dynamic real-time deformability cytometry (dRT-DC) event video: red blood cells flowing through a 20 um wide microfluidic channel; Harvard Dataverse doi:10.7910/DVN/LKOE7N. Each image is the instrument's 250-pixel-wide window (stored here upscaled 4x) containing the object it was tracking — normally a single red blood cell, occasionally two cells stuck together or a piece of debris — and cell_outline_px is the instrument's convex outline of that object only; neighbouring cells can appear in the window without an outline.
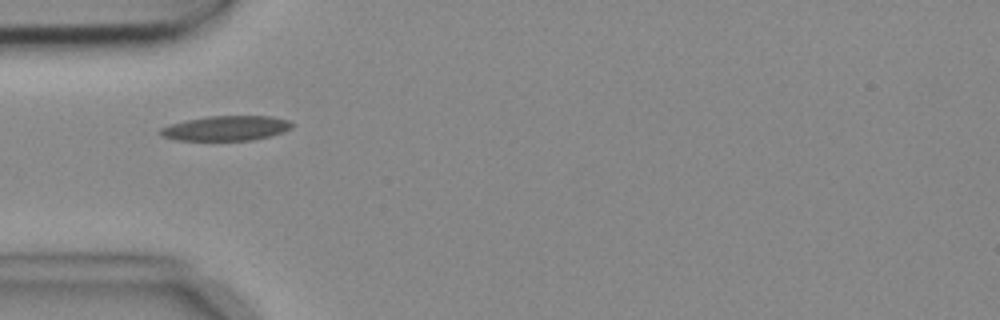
{"species": "common noctule bat (a hibernating species)", "species_latin": "Nyctalus noctula", "temperature_condition": "cold", "stored_images_in_passage": 6, "camera_frame_rate_fps": 3000, "um_per_image_px": 0.085, "animal": {"sex": "female", "body_mass_g": 18.4}, "frame": {"image": 1, "passage_image": 5, "time_ms": 1.333, "image_size_px": [1000, 320], "cell_outline_px": [[296, 124], [292, 128], [284, 132], [252, 140], [176, 140], [160, 136], [156, 132], [160, 128], [172, 124], [188, 120], [208, 116], [272, 116], [288, 120]], "centroid_in_image_um": [19.23, 10.9], "position_along_channel_um": 65.8, "area_um2": 19.13}}